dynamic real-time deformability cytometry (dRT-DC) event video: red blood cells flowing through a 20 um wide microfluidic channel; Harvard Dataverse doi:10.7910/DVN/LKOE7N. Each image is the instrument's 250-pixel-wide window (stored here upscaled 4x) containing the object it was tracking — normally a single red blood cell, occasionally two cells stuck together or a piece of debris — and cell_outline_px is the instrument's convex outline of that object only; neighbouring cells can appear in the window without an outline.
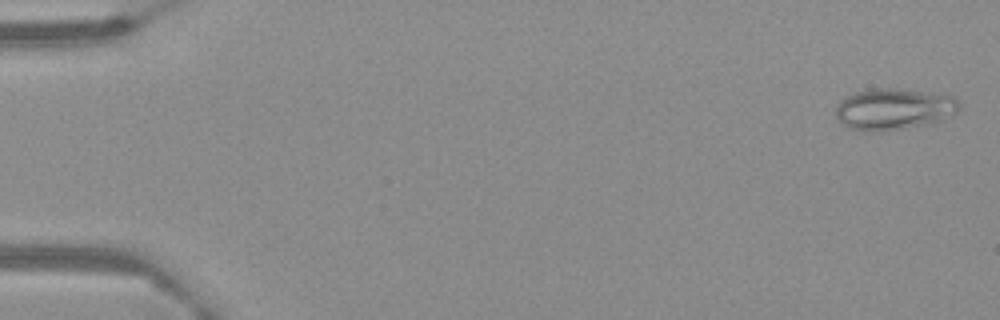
{"species": "Egyptian fruit bat (a non-hibernating species)", "species_latin": "Rousettus aegyptiacus", "temperature_condition": "warm", "stored_images_in_passage": 64, "camera_frame_rate_fps": 3000, "um_per_image_px": 0.085, "frame": {"image": 1, "passage_image": 2, "time_ms": 0.333, "image_size_px": [1000, 320], "cell_outline_px": [[960, 108], [940, 120], [928, 124], [880, 132], [860, 132], [848, 128], [836, 116], [836, 108], [840, 100], [856, 92], [872, 88], [892, 88], [952, 96], [960, 104]], "centroid_in_image_um": [75.91, 9.29], "position_along_channel_um": 9.1, "area_um2": 29.48}}
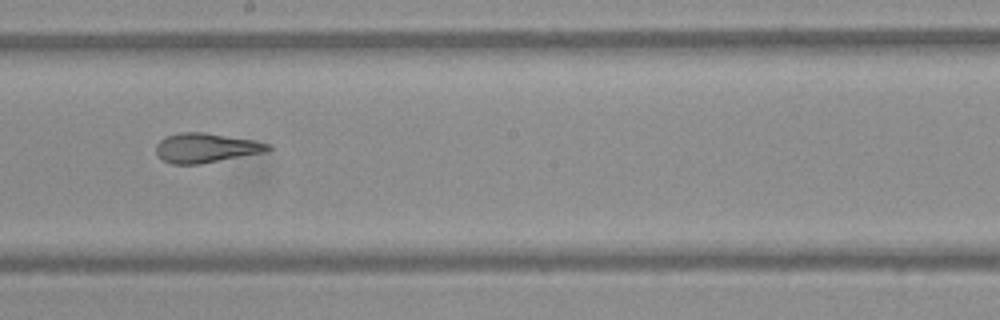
{"frame": {"image": 2, "passage_image": 37, "time_ms": 12.0, "image_size_px": [1000, 320], "cell_outline_px": [[272, 148], [268, 152], [200, 164], [172, 164], [164, 160], [156, 152], [156, 144], [164, 136], [180, 132], [204, 132], [252, 140], [272, 144]], "centroid_in_image_um": [17.53, 12.57], "position_along_channel_um": 230.7, "area_um2": 19.36}}
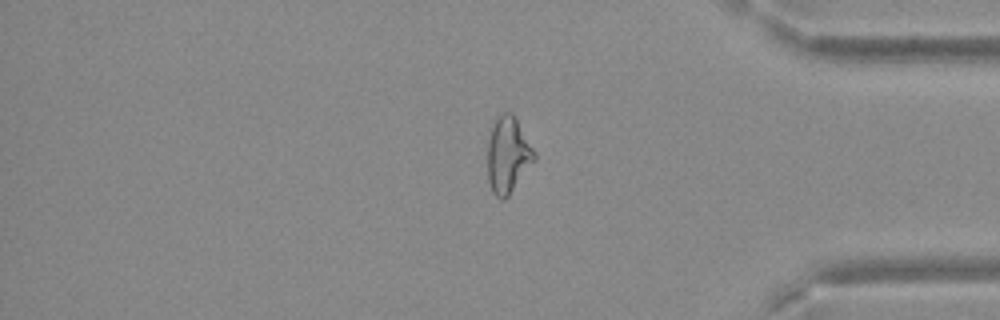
{"frame": {"image": 3, "passage_image": 54, "time_ms": 17.667, "image_size_px": [1000, 320], "cell_outline_px": [[536, 160], [508, 196], [504, 200], [500, 200], [492, 192], [488, 180], [488, 140], [492, 124], [496, 116], [504, 112], [512, 112], [536, 152]], "centroid_in_image_um": [43.18, 13.17], "position_along_channel_um": 392.0, "area_um2": 20.98}}